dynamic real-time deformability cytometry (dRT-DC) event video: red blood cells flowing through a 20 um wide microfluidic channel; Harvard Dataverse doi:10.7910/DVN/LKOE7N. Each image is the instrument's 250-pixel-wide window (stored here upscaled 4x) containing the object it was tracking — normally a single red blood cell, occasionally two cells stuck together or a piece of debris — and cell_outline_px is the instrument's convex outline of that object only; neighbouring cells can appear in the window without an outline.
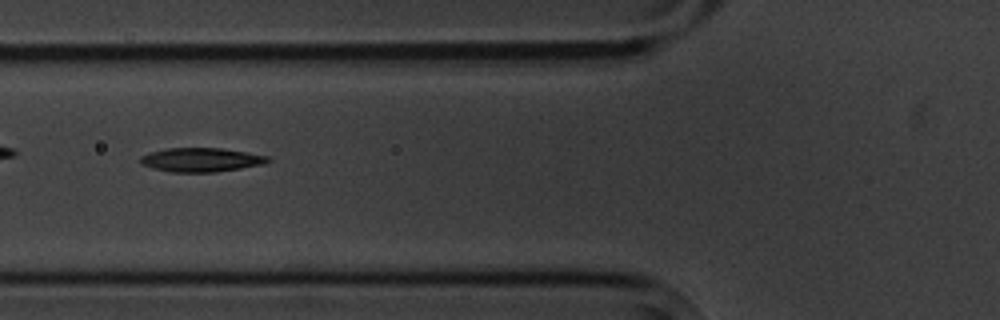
{"species": "common noctule bat (a hibernating species)", "species_latin": "Nyctalus noctula", "temperature_condition": "cold", "stored_images_in_passage": 9, "camera_frame_rate_fps": 3000, "um_per_image_px": 0.085, "animal": {"sex": "male", "body_mass_g": 20.1, "forearm_length_mm": 53.5}, "frame": {"image": 1, "passage_image": 4, "time_ms": 3.667, "image_size_px": [1000, 320], "cell_outline_px": [[272, 160], [264, 164], [216, 172], [172, 172], [152, 168], [140, 164], [140, 156], [164, 148], [220, 148], [268, 156]], "centroid_in_image_um": [17.07, 13.58], "position_along_channel_um": 108.7, "area_um2": 17.74}}
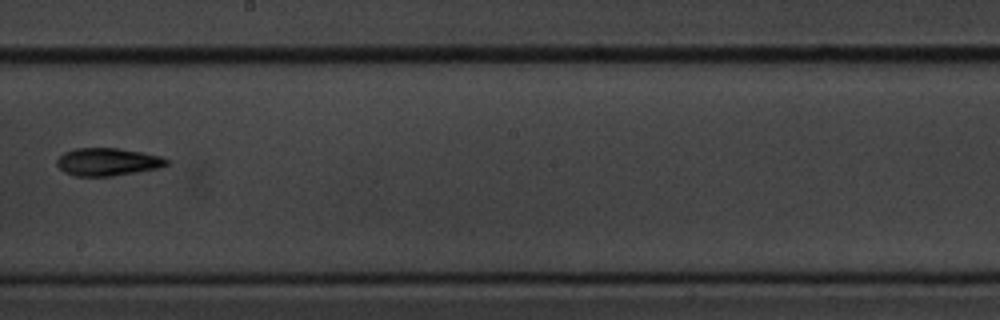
{"frame": {"image": 2, "passage_image": 7, "time_ms": 7.333, "image_size_px": [1000, 320], "cell_outline_px": [[168, 164], [160, 168], [112, 176], [76, 176], [64, 172], [56, 164], [56, 160], [64, 152], [76, 148], [120, 148], [160, 156], [168, 160]], "centroid_in_image_um": [9.13, 13.76], "position_along_channel_um": 239.1, "area_um2": 17.69}}
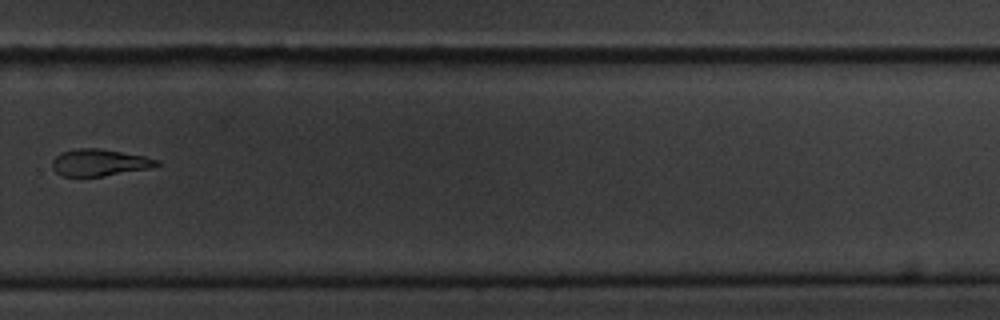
{"frame": {"image": 3, "passage_image": 9, "time_ms": 9.667, "image_size_px": [1000, 320], "cell_outline_px": [[160, 164], [148, 168], [104, 176], [64, 176], [56, 172], [52, 168], [52, 160], [56, 156], [64, 152], [76, 148], [100, 148], [144, 156], [160, 160]], "centroid_in_image_um": [8.44, 13.81], "position_along_channel_um": 321.4, "area_um2": 16.18}}